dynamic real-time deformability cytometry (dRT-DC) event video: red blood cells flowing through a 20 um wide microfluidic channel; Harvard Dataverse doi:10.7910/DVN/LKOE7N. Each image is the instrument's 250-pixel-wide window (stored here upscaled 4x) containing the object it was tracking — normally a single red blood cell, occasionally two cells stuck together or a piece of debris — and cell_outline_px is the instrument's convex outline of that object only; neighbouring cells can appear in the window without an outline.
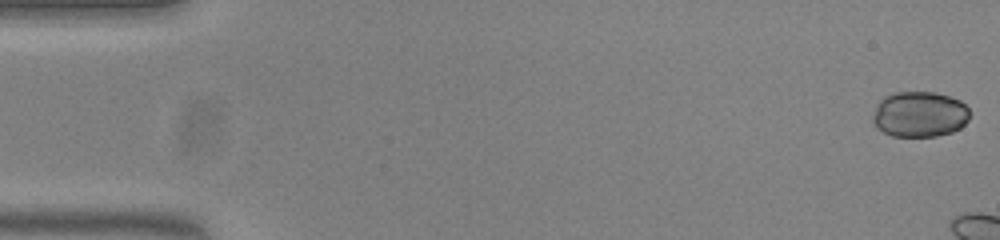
{"species": "common noctule bat (a hibernating species)", "species_latin": "Nyctalus noctula", "temperature_condition": "warm", "stored_images_in_passage": 7, "camera_frame_rate_fps": 3000, "um_per_image_px": 0.085, "animal": {"sex": "female", "body_mass_g": 23.0, "forearm_length_mm": 53.4}, "frame": {"image": 1, "passage_image": 1, "time_ms": 0.0, "image_size_px": [1000, 240], "cell_outline_px": [[968, 120], [960, 128], [952, 132], [936, 136], [892, 136], [876, 128], [872, 120], [872, 116], [876, 104], [884, 96], [892, 92], [936, 92], [960, 100], [968, 108]], "centroid_in_image_um": [78.13, 9.71], "position_along_channel_um": 6.9, "area_um2": 25.95}}